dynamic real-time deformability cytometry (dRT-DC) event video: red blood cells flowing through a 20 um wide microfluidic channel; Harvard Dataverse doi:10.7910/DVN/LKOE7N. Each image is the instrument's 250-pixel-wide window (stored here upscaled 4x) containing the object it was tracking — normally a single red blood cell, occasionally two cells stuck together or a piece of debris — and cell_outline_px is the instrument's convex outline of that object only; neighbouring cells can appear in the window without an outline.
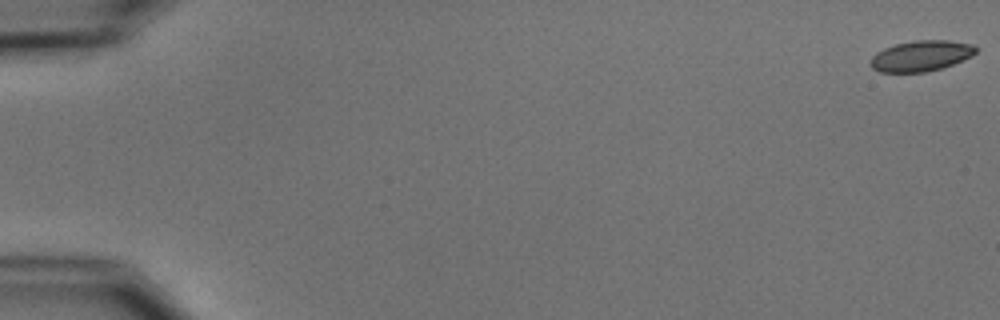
{"species": "common noctule bat (a hibernating species)", "species_latin": "Nyctalus noctula", "temperature_condition": "cold", "stored_images_in_passage": 5, "camera_frame_rate_fps": 3000, "um_per_image_px": 0.085, "animal": {"sex": "male", "body_mass_g": 15.6}, "frame": {"image": 1, "passage_image": 1, "time_ms": 0.0, "image_size_px": [1000, 320], "cell_outline_px": [[980, 48], [972, 56], [952, 64], [940, 68], [924, 72], [880, 72], [872, 68], [868, 64], [872, 56], [876, 52], [884, 48], [896, 44], [916, 40], [948, 40], [972, 44]], "centroid_in_image_um": [78.28, 4.74], "position_along_channel_um": 6.7, "area_um2": 18.9}}
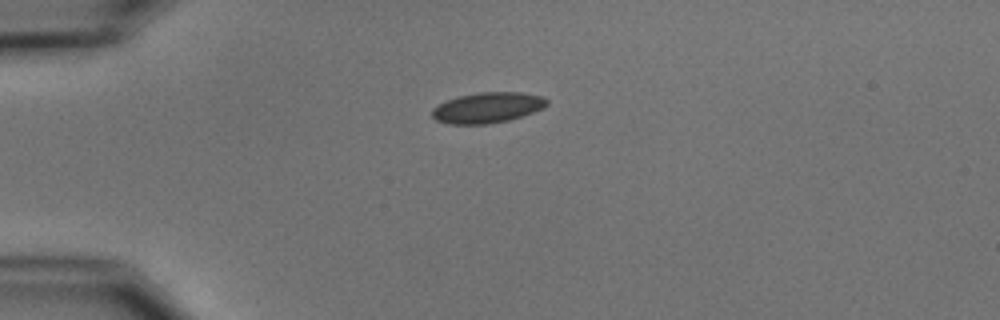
{"frame": {"image": 2, "passage_image": 5, "time_ms": 4.667, "image_size_px": [1000, 320], "cell_outline_px": [[548, 104], [544, 108], [508, 120], [488, 124], [448, 124], [436, 120], [432, 116], [432, 108], [448, 100], [460, 96], [480, 92], [520, 92], [544, 96], [548, 100]], "centroid_in_image_um": [41.46, 9.15], "position_along_channel_um": 43.5, "area_um2": 20.35}}